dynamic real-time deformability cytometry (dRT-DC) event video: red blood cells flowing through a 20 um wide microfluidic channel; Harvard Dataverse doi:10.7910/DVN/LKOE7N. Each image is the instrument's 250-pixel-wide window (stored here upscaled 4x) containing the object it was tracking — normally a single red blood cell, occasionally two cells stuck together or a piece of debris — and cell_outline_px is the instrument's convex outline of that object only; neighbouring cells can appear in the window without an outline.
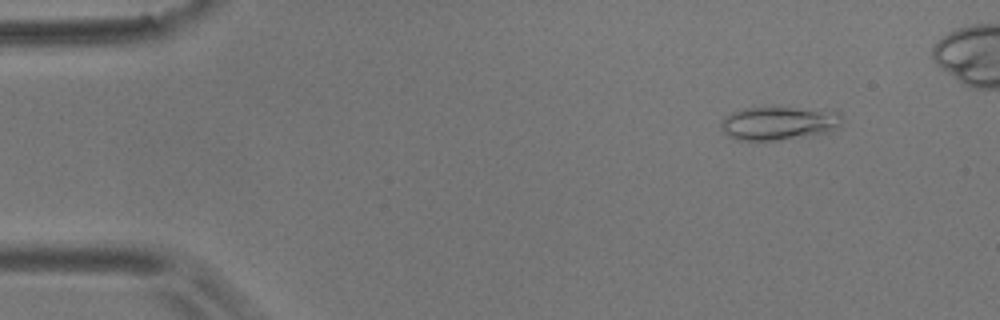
{"species": "common noctule bat (a hibernating species)", "species_latin": "Nyctalus noctula", "temperature_condition": "room temperature", "stored_images_in_passage": 5, "camera_frame_rate_fps": 3000, "um_per_image_px": 0.085, "animal": {"sex": "male", "body_mass_g": 17.9}, "frame": {"image": 1, "passage_image": 2, "time_ms": 1.0, "image_size_px": [1000, 320], "cell_outline_px": [[844, 116], [840, 124], [836, 128], [828, 132], [804, 136], [776, 140], [736, 140], [728, 136], [720, 128], [720, 120], [724, 116], [732, 112], [744, 108], [832, 108], [840, 112]], "centroid_in_image_um": [66.23, 10.45], "position_along_channel_um": 18.8, "area_um2": 23.99}}